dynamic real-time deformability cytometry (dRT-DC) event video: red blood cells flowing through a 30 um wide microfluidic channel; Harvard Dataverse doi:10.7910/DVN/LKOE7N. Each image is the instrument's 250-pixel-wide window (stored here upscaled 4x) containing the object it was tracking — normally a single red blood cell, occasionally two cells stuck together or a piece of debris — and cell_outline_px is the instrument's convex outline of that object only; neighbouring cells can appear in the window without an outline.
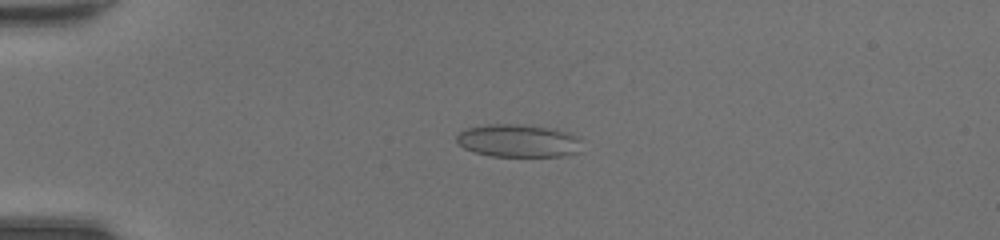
{"species": "common noctule bat (a hibernating species)", "species_latin": "Nyctalus noctula", "temperature_condition": "room temperature", "stored_images_in_passage": 48, "camera_frame_rate_fps": 3000, "um_per_image_px": 0.085, "animal": {"sex": "female", "body_mass_g": 20.0, "forearm_length_mm": 54.0}, "frame": {"image": 1, "passage_image": 13, "time_ms": 4.0, "image_size_px": [1000, 240], "cell_outline_px": [[580, 152], [560, 156], [492, 156], [476, 152], [464, 148], [456, 140], [456, 136], [460, 132], [468, 128], [488, 124], [516, 124], [548, 128], [568, 132], [580, 136]], "centroid_in_image_um": [44.08, 11.96], "position_along_channel_um": 40.9, "area_um2": 23.81}}
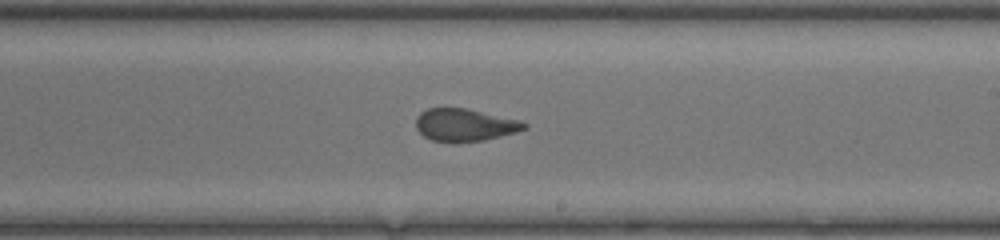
{"frame": {"image": 2, "passage_image": 30, "time_ms": 9.667, "image_size_px": [1000, 240], "cell_outline_px": [[528, 128], [500, 136], [484, 140], [452, 144], [432, 140], [424, 136], [416, 128], [416, 116], [420, 112], [428, 108], [464, 108], [520, 120], [528, 124]], "centroid_in_image_um": [39.47, 10.64], "position_along_channel_um": 249.5, "area_um2": 20.69}}
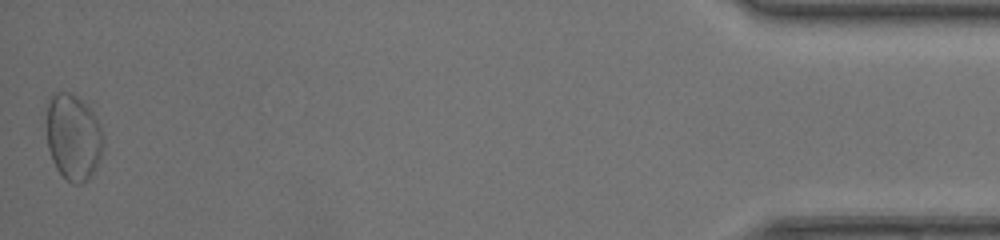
{"frame": {"image": 3, "passage_image": 48, "time_ms": 15.667, "image_size_px": [1000, 240], "cell_outline_px": [[104, 136], [100, 160], [88, 180], [80, 184], [72, 184], [56, 168], [52, 160], [48, 148], [48, 96], [56, 92], [68, 92], [92, 100]], "centroid_in_image_um": [6.29, 11.56], "position_along_channel_um": 428.9, "area_um2": 29.42}, "authors_computed_cell_mechanics": {"area_um2": 21.5305, "velocity_mm_per_s": 4.4216, "shape_relaxation_time_tau1_ms": null, "shape_relaxation_time_tau2_ms": 0.778, "deformation_change_tau1": null, "deformation_change_tau2": 0.07}}